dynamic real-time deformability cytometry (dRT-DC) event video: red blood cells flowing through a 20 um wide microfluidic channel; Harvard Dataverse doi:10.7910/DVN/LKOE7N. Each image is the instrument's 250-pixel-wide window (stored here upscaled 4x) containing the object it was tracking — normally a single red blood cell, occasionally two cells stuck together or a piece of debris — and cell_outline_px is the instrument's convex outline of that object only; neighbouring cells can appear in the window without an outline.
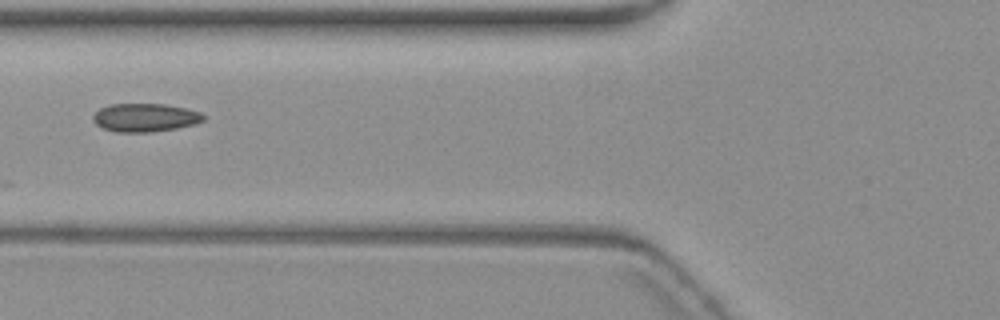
{"species": "common noctule bat (a hibernating species)", "species_latin": "Nyctalus noctula", "temperature_condition": "warm", "stored_images_in_passage": 4, "camera_frame_rate_fps": 3000, "um_per_image_px": 0.085, "animal": {"sex": "female", "body_mass_g": 19.3, "forearm_length_mm": 54.1}, "frame": {"image": 1, "passage_image": 4, "time_ms": 3.333, "image_size_px": [1000, 320], "cell_outline_px": [[204, 120], [196, 124], [176, 128], [152, 132], [116, 132], [104, 128], [96, 124], [92, 120], [92, 116], [100, 108], [112, 104], [164, 104], [184, 108], [200, 112], [204, 116]], "centroid_in_image_um": [12.32, 10.0], "position_along_channel_um": 113.5, "area_um2": 18.15}}